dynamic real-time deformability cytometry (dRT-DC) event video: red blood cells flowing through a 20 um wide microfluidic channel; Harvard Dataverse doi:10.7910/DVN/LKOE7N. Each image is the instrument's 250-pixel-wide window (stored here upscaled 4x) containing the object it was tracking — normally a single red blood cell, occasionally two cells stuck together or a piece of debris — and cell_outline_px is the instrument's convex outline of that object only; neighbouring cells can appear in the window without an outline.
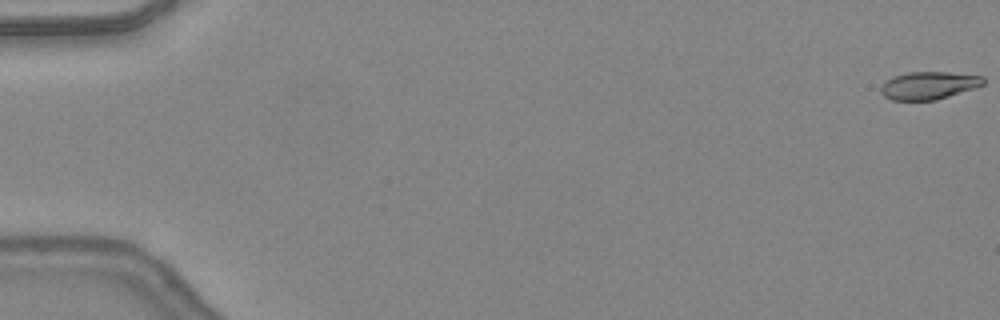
{"species": "common noctule bat (a hibernating species)", "species_latin": "Nyctalus noctula", "temperature_condition": "warm", "stored_images_in_passage": 4, "camera_frame_rate_fps": 3000, "um_per_image_px": 0.085, "animal": {"sex": "female", "body_mass_g": 24.6, "forearm_length_mm": 56.2}, "frame": {"image": 1, "passage_image": 1, "time_ms": 0.0, "image_size_px": [1000, 320], "cell_outline_px": [[984, 84], [936, 100], [892, 100], [884, 96], [880, 92], [880, 88], [892, 76], [908, 72], [948, 72], [984, 76]], "centroid_in_image_um": [78.92, 7.25], "position_along_channel_um": 6.1, "area_um2": 16.36}}